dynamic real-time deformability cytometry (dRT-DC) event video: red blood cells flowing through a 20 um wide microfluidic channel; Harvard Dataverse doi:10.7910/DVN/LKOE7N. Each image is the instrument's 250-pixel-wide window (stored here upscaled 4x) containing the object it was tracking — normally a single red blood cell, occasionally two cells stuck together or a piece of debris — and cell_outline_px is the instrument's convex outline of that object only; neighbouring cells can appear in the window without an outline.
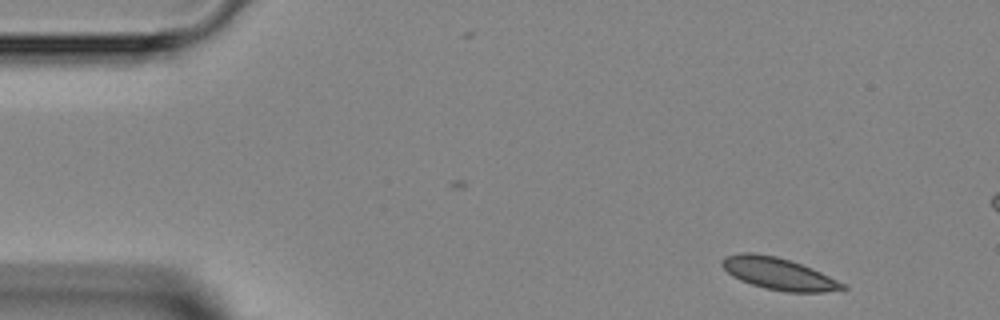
{"species": "Egyptian fruit bat (a non-hibernating species)", "species_latin": "Rousettus aegyptiacus", "temperature_condition": "room temperature", "stored_images_in_passage": 3, "camera_frame_rate_fps": 3000, "um_per_image_px": 0.085, "animal": {"sex": "female"}, "frame": {"image": 1, "passage_image": 1, "time_ms": 0.0, "image_size_px": [1000, 320], "cell_outline_px": [[848, 288], [824, 292], [788, 292], [764, 288], [740, 280], [732, 276], [720, 264], [720, 260], [724, 256], [740, 252], [752, 252], [776, 256], [812, 268], [844, 284]], "centroid_in_image_um": [66.11, 23.25], "position_along_channel_um": 18.9, "area_um2": 22.31}}